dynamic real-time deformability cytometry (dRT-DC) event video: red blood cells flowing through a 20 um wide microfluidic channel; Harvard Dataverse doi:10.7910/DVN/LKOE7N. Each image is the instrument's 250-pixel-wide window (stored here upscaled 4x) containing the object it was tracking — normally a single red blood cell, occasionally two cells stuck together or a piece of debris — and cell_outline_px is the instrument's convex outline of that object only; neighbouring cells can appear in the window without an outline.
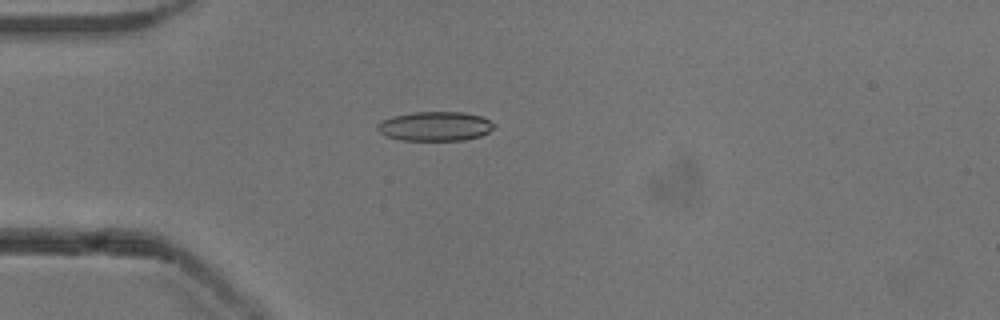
{"species": "common noctule bat (a hibernating species)", "species_latin": "Nyctalus noctula", "temperature_condition": "cold", "stored_images_in_passage": 43, "camera_frame_rate_fps": 3000, "um_per_image_px": 0.085, "animal": {"sex": "male", "body_mass_g": 13.3}, "frame": {"image": 1, "passage_image": 5, "time_ms": 1.333, "image_size_px": [1000, 320], "cell_outline_px": [[496, 124], [488, 132], [480, 136], [464, 140], [404, 140], [388, 136], [380, 132], [376, 128], [376, 124], [392, 116], [412, 112], [464, 112], [480, 116]], "centroid_in_image_um": [36.98, 10.72], "position_along_channel_um": 48.0, "area_um2": 19.77}}
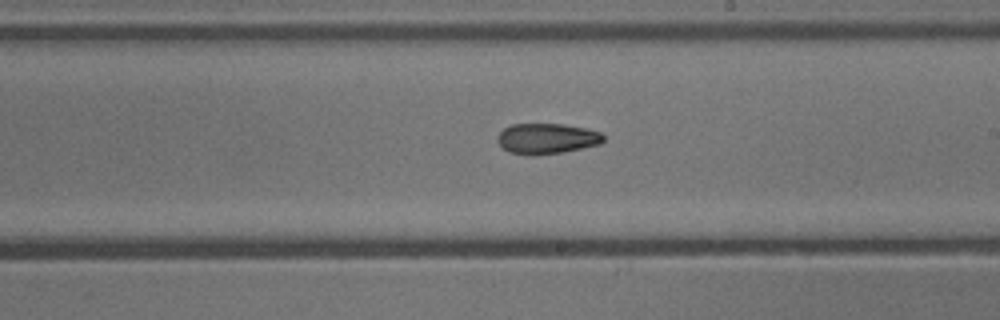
{"frame": {"image": 2, "passage_image": 21, "time_ms": 6.667, "image_size_px": [1000, 320], "cell_outline_px": [[604, 140], [600, 144], [560, 152], [536, 156], [532, 156], [508, 152], [496, 140], [496, 136], [504, 128], [512, 124], [564, 124], [588, 128], [600, 132], [604, 136]], "centroid_in_image_um": [46.46, 11.78], "position_along_channel_um": 242.5, "area_um2": 18.96}}
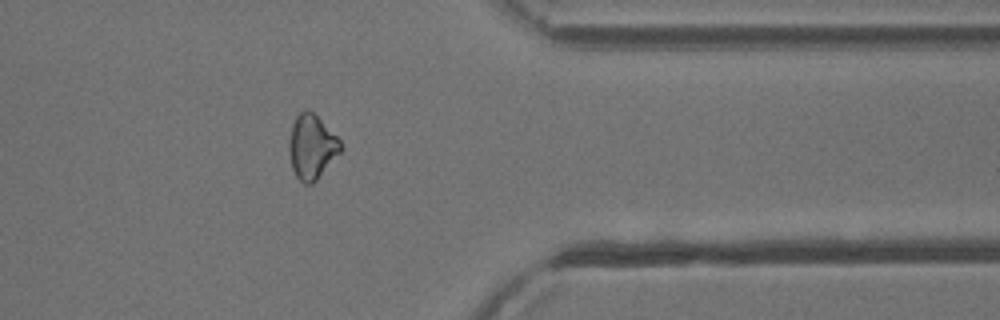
{"frame": {"image": 3, "passage_image": 33, "time_ms": 10.667, "image_size_px": [1000, 320], "cell_outline_px": [[344, 148], [316, 180], [312, 184], [304, 184], [296, 176], [292, 168], [288, 148], [288, 140], [292, 124], [296, 116], [304, 108], [308, 108], [340, 140]], "centroid_in_image_um": [26.48, 12.47], "position_along_channel_um": 384.9, "area_um2": 19.31}, "authors_computed_cell_mechanics": {"area_um2": 19.4208, "velocity_mm_per_s": 3.9032, "shape_relaxation_time_tau1_ms": 11.3239, "shape_relaxation_time_tau2_ms": 8.612, "deformation_change_tau1": 0.1854, "deformation_change_tau2": 0.168}}